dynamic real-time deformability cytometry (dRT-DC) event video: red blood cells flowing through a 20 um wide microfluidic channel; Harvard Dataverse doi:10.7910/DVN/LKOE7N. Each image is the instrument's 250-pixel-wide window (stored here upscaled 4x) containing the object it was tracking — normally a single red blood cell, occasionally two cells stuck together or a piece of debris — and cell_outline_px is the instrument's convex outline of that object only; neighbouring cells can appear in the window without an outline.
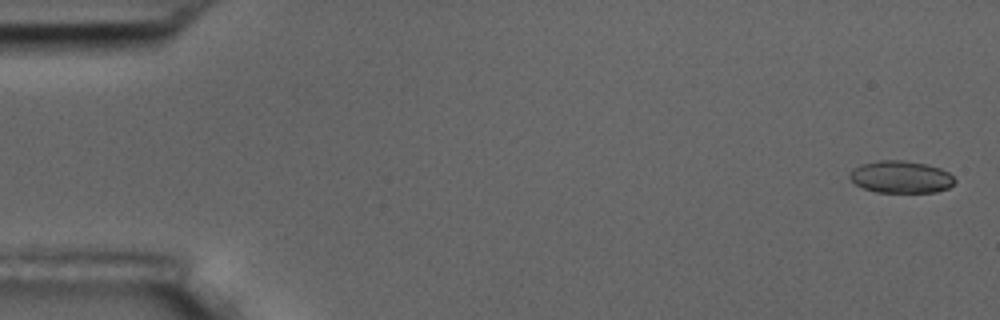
{"species": "common noctule bat (a hibernating species)", "species_latin": "Nyctalus noctula", "temperature_condition": "room temperature", "stored_images_in_passage": 7, "camera_frame_rate_fps": 3000, "um_per_image_px": 0.085, "animal": {"sex": "male", "body_mass_g": 17.5, "forearm_length_mm": 52.3}, "frame": {"image": 1, "passage_image": 1, "time_ms": 0.0, "image_size_px": [1000, 320], "cell_outline_px": [[956, 180], [948, 188], [936, 192], [876, 192], [864, 188], [856, 184], [848, 176], [852, 168], [860, 164], [880, 160], [904, 160], [928, 164], [940, 168], [948, 172]], "centroid_in_image_um": [76.56, 15.03], "position_along_channel_um": 8.4, "area_um2": 19.77}}